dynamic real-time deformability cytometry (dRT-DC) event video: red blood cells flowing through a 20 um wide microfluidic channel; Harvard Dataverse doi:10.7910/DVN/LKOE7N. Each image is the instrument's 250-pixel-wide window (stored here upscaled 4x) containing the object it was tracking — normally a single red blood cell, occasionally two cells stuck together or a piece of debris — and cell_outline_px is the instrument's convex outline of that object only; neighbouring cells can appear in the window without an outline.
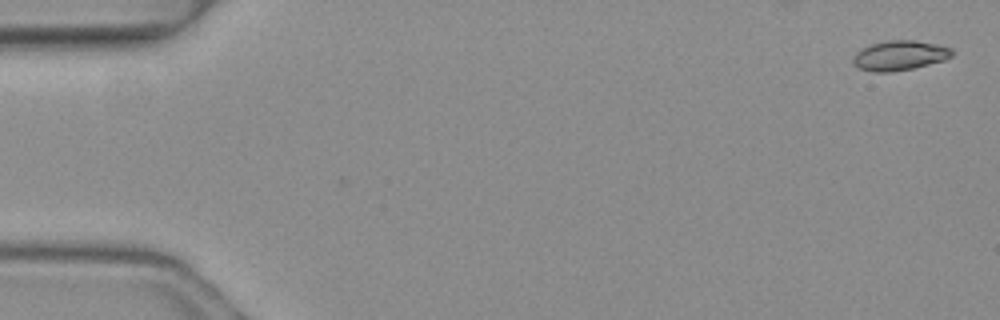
{"species": "common noctule bat (a hibernating species)", "species_latin": "Nyctalus noctula", "temperature_condition": "warm", "stored_images_in_passage": 5, "segment_of_instrument_passage": [1, 2], "camera_frame_rate_fps": 3000, "um_per_image_px": 0.085, "animal": {"sex": "female", "body_mass_g": 19.3, "forearm_length_mm": 54.1}, "frame": {"image": 1, "passage_image": 1, "time_ms": 0.0, "image_size_px": [1000, 320], "cell_outline_px": [[956, 52], [952, 56], [944, 60], [912, 68], [892, 72], [876, 72], [860, 68], [852, 64], [852, 60], [856, 52], [868, 44], [888, 40], [916, 40], [936, 44], [952, 48]], "centroid_in_image_um": [76.47, 4.7], "position_along_channel_um": 8.5, "area_um2": 17.28}}
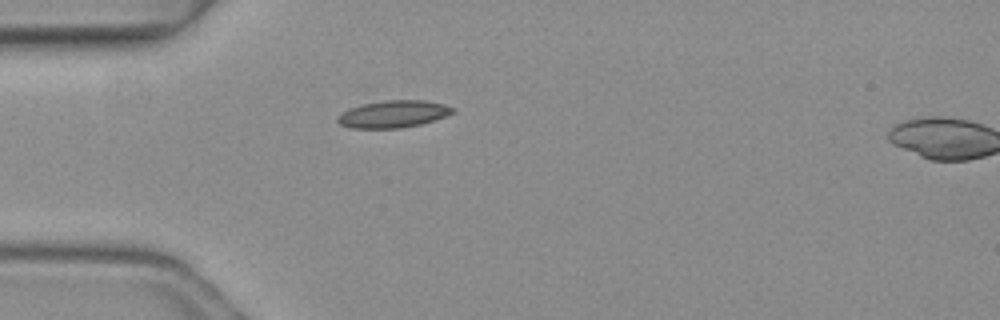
{"frame": {"image": 2, "passage_image": 4, "time_ms": 1.0, "image_size_px": [1000, 320], "cell_outline_px": [[456, 112], [420, 124], [400, 128], [348, 128], [340, 124], [336, 120], [336, 116], [340, 112], [348, 108], [360, 104], [384, 100], [424, 100], [444, 104], [456, 108]], "centroid_in_image_um": [33.37, 9.68], "position_along_channel_um": 51.6, "area_um2": 18.44}}